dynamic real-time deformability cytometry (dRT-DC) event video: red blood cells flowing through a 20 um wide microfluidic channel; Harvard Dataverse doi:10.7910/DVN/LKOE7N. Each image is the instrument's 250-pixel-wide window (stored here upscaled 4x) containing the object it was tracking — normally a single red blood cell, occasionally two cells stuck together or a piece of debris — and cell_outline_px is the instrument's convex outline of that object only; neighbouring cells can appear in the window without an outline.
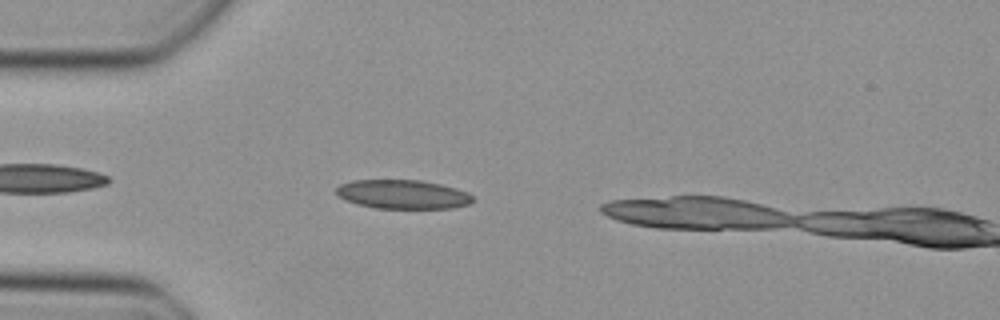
{"species": "Egyptian fruit bat (a non-hibernating species)", "species_latin": "Rousettus aegyptiacus", "temperature_condition": "cold", "stored_images_in_passage": 6, "camera_frame_rate_fps": 3000, "um_per_image_px": 0.085, "animal": {"sex": "female"}, "frame": {"image": 1, "passage_image": 4, "time_ms": 1.0, "image_size_px": [1000, 320], "cell_outline_px": [[476, 200], [468, 204], [452, 208], [376, 208], [356, 204], [344, 200], [336, 192], [336, 188], [340, 184], [352, 180], [420, 180], [440, 184], [456, 188], [468, 192]], "centroid_in_image_um": [34.24, 16.52], "position_along_channel_um": 50.8, "area_um2": 23.12}}